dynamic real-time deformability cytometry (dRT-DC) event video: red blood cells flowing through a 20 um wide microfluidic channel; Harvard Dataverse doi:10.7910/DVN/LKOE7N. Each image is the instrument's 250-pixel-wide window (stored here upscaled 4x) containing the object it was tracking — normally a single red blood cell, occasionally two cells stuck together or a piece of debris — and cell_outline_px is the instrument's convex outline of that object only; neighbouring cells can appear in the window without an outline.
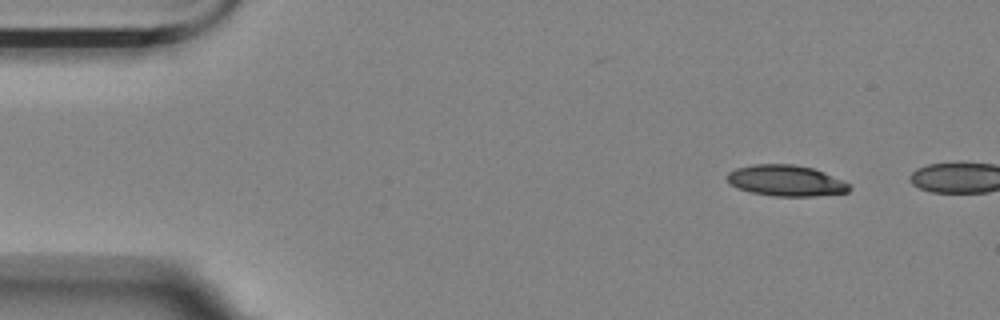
{"species": "Egyptian fruit bat (a non-hibernating species)", "species_latin": "Rousettus aegyptiacus", "temperature_condition": "room temperature", "stored_images_in_passage": 2, "camera_frame_rate_fps": 3000, "um_per_image_px": 0.085, "animal": {"sex": "female"}, "frame": {"image": 1, "passage_image": 1, "time_ms": 0.0, "image_size_px": [1000, 320], "cell_outline_px": [[852, 188], [848, 192], [812, 196], [772, 196], [752, 192], [728, 184], [724, 176], [728, 172], [736, 168], [756, 164], [792, 164], [812, 168], [824, 172], [844, 180]], "centroid_in_image_um": [66.78, 15.35], "position_along_channel_um": 18.2, "area_um2": 22.14}}